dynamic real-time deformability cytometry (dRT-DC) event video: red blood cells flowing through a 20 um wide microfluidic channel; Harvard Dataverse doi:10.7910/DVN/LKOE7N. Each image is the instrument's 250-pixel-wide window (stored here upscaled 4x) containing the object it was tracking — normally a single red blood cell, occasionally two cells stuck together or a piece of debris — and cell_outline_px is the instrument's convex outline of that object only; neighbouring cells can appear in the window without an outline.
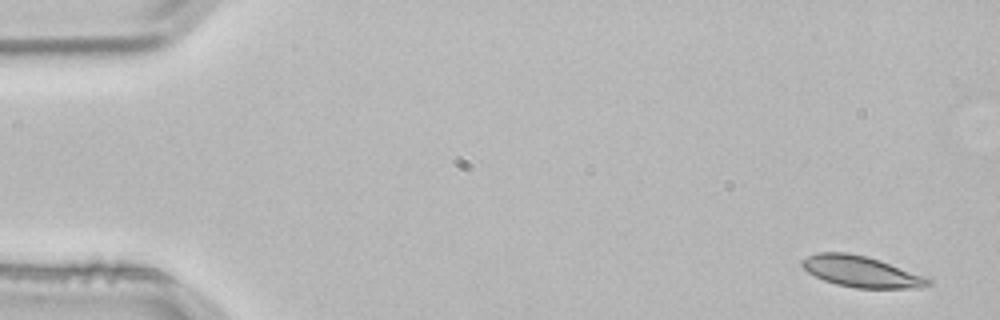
{"species": "common noctule bat (a hibernating species)", "species_latin": "Nyctalus noctula", "temperature_condition": "room temperature", "stored_images_in_passage": 4, "camera_frame_rate_fps": 3000, "um_per_image_px": 0.085, "animal": {"sex": "male", "body_mass_g": 21.5, "forearm_length_mm": 52.0}, "frame": {"image": 1, "passage_image": 1, "time_ms": 0.0, "image_size_px": [1000, 320], "cell_outline_px": [[932, 284], [920, 288], [856, 288], [836, 284], [824, 280], [808, 272], [800, 264], [800, 260], [816, 252], [848, 252], [868, 256], [880, 260], [932, 280]], "centroid_in_image_um": [73.16, 23.07], "position_along_channel_um": 11.8, "area_um2": 22.77}}
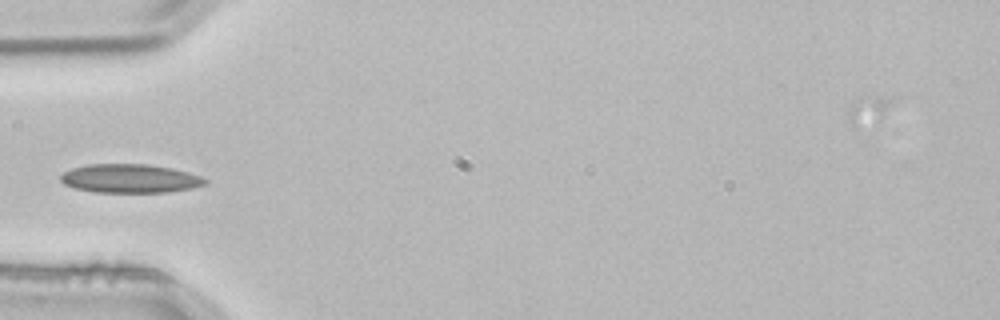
{"frame": {"image": 2, "passage_image": 4, "time_ms": 1.0, "image_size_px": [1000, 320], "cell_outline_px": [[208, 184], [192, 188], [168, 192], [96, 192], [76, 188], [64, 184], [60, 180], [60, 176], [64, 172], [72, 168], [88, 164], [148, 164], [172, 168], [188, 172], [200, 176], [208, 180]], "centroid_in_image_um": [11.08, 15.17], "position_along_channel_um": 73.9, "area_um2": 24.22}}